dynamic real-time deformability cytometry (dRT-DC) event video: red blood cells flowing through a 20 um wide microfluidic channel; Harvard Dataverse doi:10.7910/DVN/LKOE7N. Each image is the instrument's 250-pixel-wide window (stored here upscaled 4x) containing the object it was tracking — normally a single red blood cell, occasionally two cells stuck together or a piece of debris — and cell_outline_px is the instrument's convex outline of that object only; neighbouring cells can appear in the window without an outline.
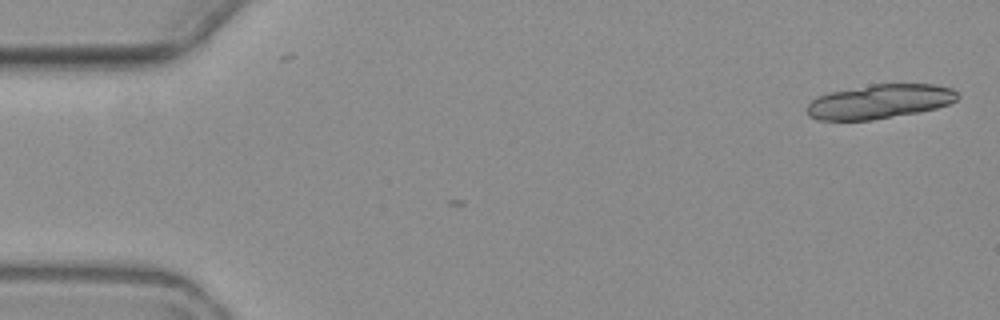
{"species": "common noctule bat (a hibernating species)", "species_latin": "Nyctalus noctula", "temperature_condition": "warm", "stored_images_in_passage": 7, "segment_of_instrument_passage": [1, 2], "camera_frame_rate_fps": 3000, "um_per_image_px": 0.085, "animal": {"sex": "female", "body_mass_g": 19.3, "forearm_length_mm": 54.1}, "frame": {"image": 1, "passage_image": 1, "time_ms": 0.0, "image_size_px": [1000, 320], "cell_outline_px": [[960, 96], [956, 100], [948, 104], [936, 108], [916, 112], [872, 120], [816, 120], [808, 116], [808, 104], [816, 96], [828, 92], [872, 84], [936, 84], [952, 88]], "centroid_in_image_um": [74.75, 8.62], "position_along_channel_um": 10.3, "area_um2": 30.06}}